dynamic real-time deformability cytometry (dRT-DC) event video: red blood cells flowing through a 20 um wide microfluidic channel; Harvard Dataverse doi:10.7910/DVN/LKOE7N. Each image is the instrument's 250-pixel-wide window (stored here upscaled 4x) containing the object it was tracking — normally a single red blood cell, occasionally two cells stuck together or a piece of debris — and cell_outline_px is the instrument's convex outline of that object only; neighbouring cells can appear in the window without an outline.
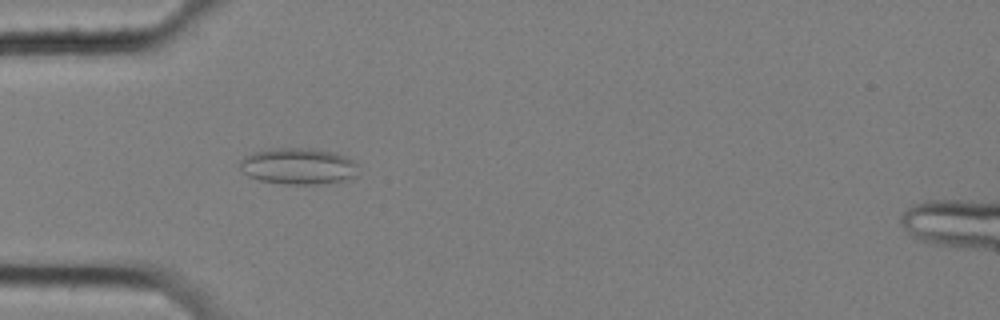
{"species": "common noctule bat (a hibernating species)", "species_latin": "Nyctalus noctula", "temperature_condition": "cold", "stored_images_in_passage": 11, "camera_frame_rate_fps": 3000, "um_per_image_px": 0.085, "animal": {"sex": "female", "body_mass_g": 25.1}, "frame": {"image": 1, "passage_image": 2, "time_ms": 0.333, "image_size_px": [1000, 320], "cell_outline_px": [[356, 176], [344, 180], [316, 184], [280, 184], [260, 180], [248, 176], [240, 168], [240, 160], [244, 156], [252, 152], [280, 148], [308, 148], [332, 152], [344, 156], [352, 160], [356, 164]], "centroid_in_image_um": [25.31, 14.13], "position_along_channel_um": 59.7, "area_um2": 24.85}}
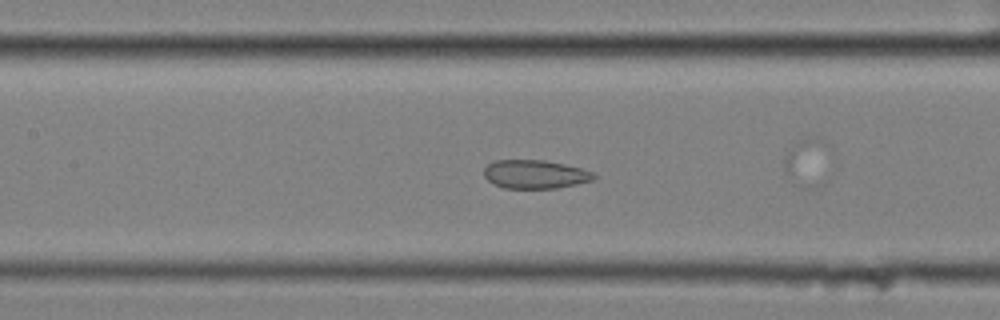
{"frame": {"image": 2, "passage_image": 7, "time_ms": 2.0, "image_size_px": [1000, 320], "cell_outline_px": [[596, 176], [592, 180], [576, 184], [556, 188], [504, 188], [492, 184], [484, 176], [484, 168], [488, 164], [496, 160], [544, 160], [564, 164], [580, 168], [592, 172]], "centroid_in_image_um": [45.44, 14.81], "position_along_channel_um": 162.0, "area_um2": 18.21}}
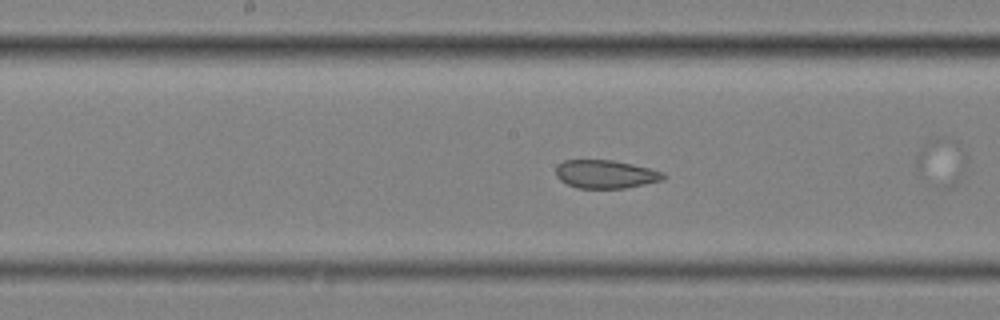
{"frame": {"image": 3, "passage_image": 10, "time_ms": 3.0, "image_size_px": [1000, 320], "cell_outline_px": [[668, 176], [664, 180], [624, 188], [576, 188], [560, 180], [556, 176], [556, 168], [564, 160], [612, 160], [632, 164], [664, 172]], "centroid_in_image_um": [51.5, 14.81], "position_along_channel_um": 196.7, "area_um2": 17.69}}